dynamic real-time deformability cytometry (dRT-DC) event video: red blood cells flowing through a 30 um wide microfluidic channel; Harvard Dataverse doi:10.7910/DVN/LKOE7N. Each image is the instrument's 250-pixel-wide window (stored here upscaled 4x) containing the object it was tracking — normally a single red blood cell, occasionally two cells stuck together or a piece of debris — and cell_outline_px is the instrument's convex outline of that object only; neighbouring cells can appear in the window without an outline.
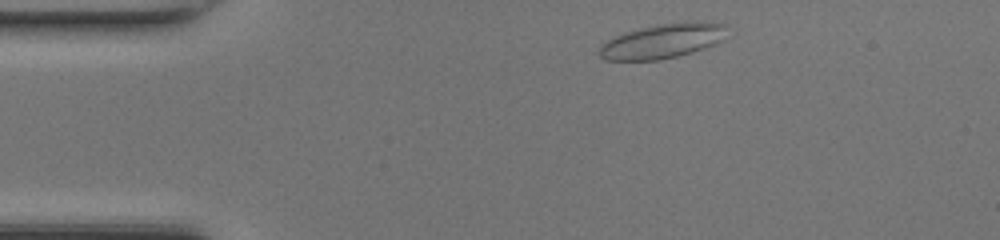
{"species": "common noctule bat (a hibernating species)", "species_latin": "Nyctalus noctula", "temperature_condition": "room temperature", "stored_images_in_passage": 41, "camera_frame_rate_fps": 3000, "um_per_image_px": 0.085, "animal": {"sex": "female", "body_mass_g": 17.0, "forearm_length_mm": 48.0}, "frame": {"image": 1, "passage_image": 2, "time_ms": 0.333, "image_size_px": [1000, 240], "cell_outline_px": [[728, 24], [724, 40], [716, 44], [692, 52], [660, 60], [604, 60], [600, 56], [600, 44], [616, 36], [640, 28], [660, 24], [684, 20], [692, 20]], "centroid_in_image_um": [56.39, 3.47], "position_along_channel_um": 28.6, "area_um2": 25.95}}
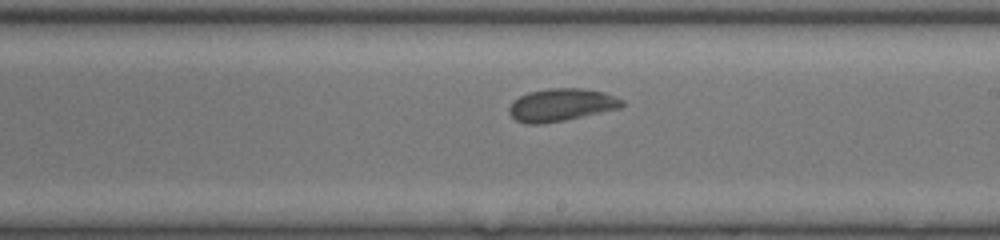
{"frame": {"image": 2, "passage_image": 21, "time_ms": 6.667, "image_size_px": [1000, 240], "cell_outline_px": [[624, 104], [620, 108], [564, 120], [540, 124], [524, 124], [516, 120], [508, 112], [508, 108], [512, 100], [528, 92], [548, 88], [580, 88], [604, 92], [616, 96], [624, 100]], "centroid_in_image_um": [47.68, 8.91], "position_along_channel_um": 241.3, "area_um2": 21.56}}
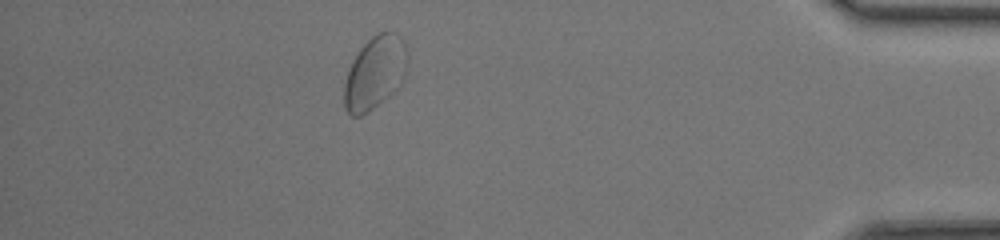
{"frame": {"image": 3, "passage_image": 36, "time_ms": 11.667, "image_size_px": [1000, 240], "cell_outline_px": [[408, 64], [404, 80], [392, 92], [368, 112], [360, 116], [352, 116], [344, 108], [344, 84], [352, 60], [360, 48], [372, 36], [380, 32], [396, 32], [404, 40], [408, 52]], "centroid_in_image_um": [31.89, 6.16], "position_along_channel_um": 403.3, "area_um2": 26.99}}